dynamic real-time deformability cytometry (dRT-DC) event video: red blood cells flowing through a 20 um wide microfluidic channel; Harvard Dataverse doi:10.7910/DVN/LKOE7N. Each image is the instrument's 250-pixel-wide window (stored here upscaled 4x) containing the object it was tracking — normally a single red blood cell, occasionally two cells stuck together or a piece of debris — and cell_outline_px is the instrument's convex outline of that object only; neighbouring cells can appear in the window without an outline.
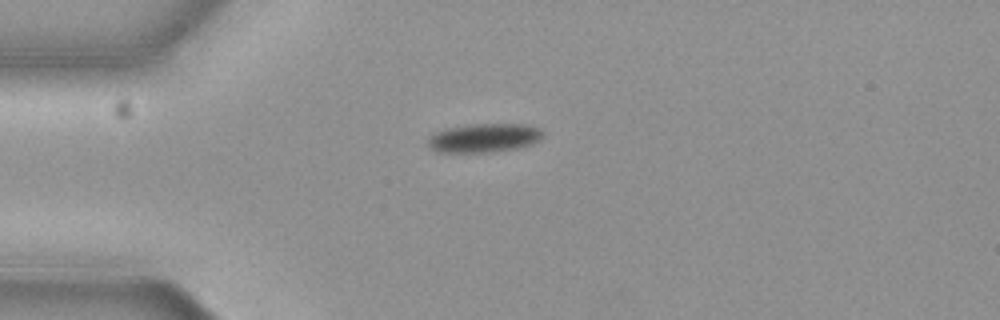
{"species": "common noctule bat (a hibernating species)", "species_latin": "Nyctalus noctula", "temperature_condition": "cold", "stored_images_in_passage": 43, "camera_frame_rate_fps": 3000, "um_per_image_px": 0.085, "animal": {"sex": "female", "body_mass_g": 19.3, "forearm_length_mm": 54.1}, "frame": {"image": 1, "passage_image": 1, "time_ms": 0.0, "image_size_px": [1000, 320], "cell_outline_px": [[544, 136], [540, 140], [532, 144], [516, 148], [492, 152], [436, 152], [428, 148], [428, 136], [436, 132], [448, 128], [472, 124], [528, 124], [540, 128], [544, 132]], "centroid_in_image_um": [41.16, 11.72], "position_along_channel_um": 43.8, "area_um2": 19.54}}
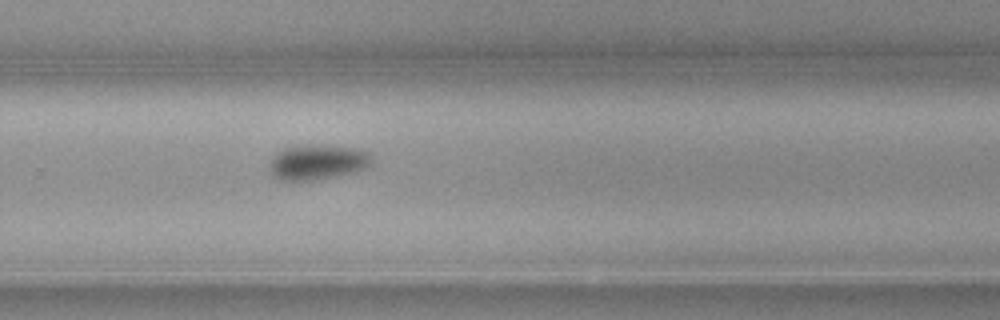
{"frame": {"image": 2, "passage_image": 24, "time_ms": 7.667, "image_size_px": [1000, 320], "cell_outline_px": [[372, 164], [368, 168], [324, 180], [280, 180], [272, 176], [268, 168], [268, 164], [272, 156], [276, 152], [292, 144], [308, 144], [360, 148], [368, 152], [372, 156]], "centroid_in_image_um": [26.97, 13.77], "position_along_channel_um": 302.8, "area_um2": 21.79}}
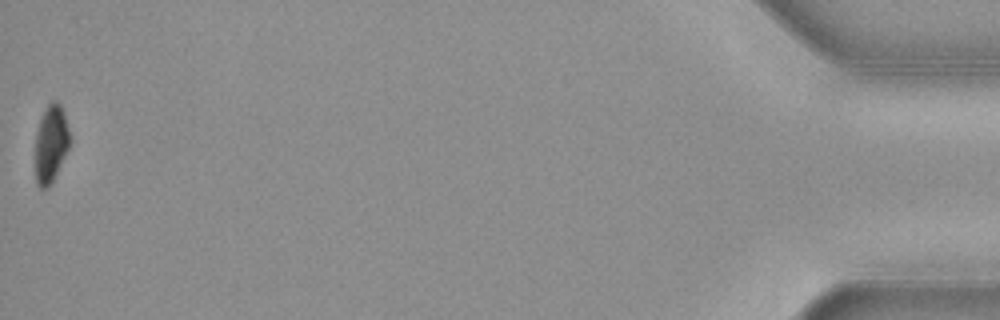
{"frame": {"image": 3, "passage_image": 43, "time_ms": 14.0, "image_size_px": [1000, 320], "cell_outline_px": [[68, 148], [48, 188], [40, 188], [36, 184], [36, 132], [40, 116], [48, 104], [52, 100], [56, 100], [60, 104], [64, 112], [68, 128]], "centroid_in_image_um": [4.3, 12.16], "position_along_channel_um": 430.9, "area_um2": 15.2}, "authors_computed_cell_mechanics": {"area_um2": 19.8254, "velocity_mm_per_s": 3.6752, "shape_relaxation_time_tau1_ms": 6.1944, "shape_relaxation_time_tau2_ms": null, "deformation_change_tau1": 0.1386, "deformation_change_tau2": null}}